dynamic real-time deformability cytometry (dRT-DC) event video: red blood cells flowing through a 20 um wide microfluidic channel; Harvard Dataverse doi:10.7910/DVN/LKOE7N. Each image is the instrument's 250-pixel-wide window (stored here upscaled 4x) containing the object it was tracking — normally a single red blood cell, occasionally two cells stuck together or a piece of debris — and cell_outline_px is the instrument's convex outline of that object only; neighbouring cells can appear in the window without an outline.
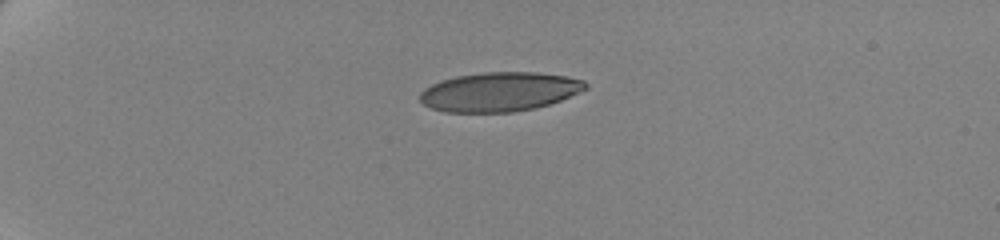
{"species": "human", "species_latin": "Homo sapiens", "temperature_condition": "cold", "stored_images_in_passage": 45, "camera_frame_rate_fps": 3000, "um_per_image_px": 0.085, "donor": {"sex": "female"}, "frame": {"image": 1, "passage_image": 1, "time_ms": 0.0, "image_size_px": [1000, 240], "cell_outline_px": [[588, 88], [580, 92], [560, 100], [536, 108], [512, 112], [444, 112], [432, 108], [424, 104], [420, 100], [420, 92], [424, 88], [432, 84], [456, 76], [484, 72], [536, 72], [564, 76], [584, 80], [588, 84]], "centroid_in_image_um": [42.47, 7.8], "position_along_channel_um": 42.5, "area_um2": 37.74}}
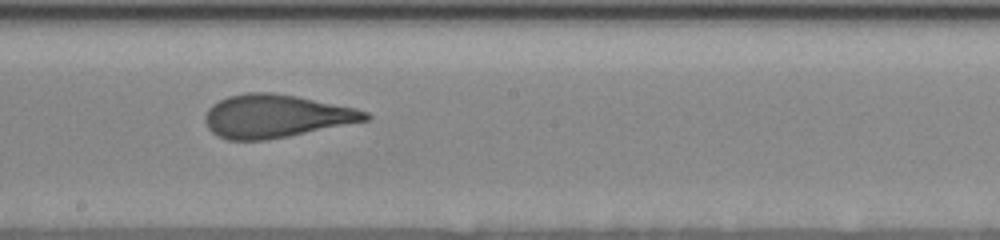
{"frame": {"image": 2, "passage_image": 22, "time_ms": 7.0, "image_size_px": [1000, 240], "cell_outline_px": [[372, 116], [368, 120], [268, 140], [228, 140], [216, 136], [208, 128], [204, 116], [208, 108], [212, 104], [228, 96], [248, 92], [272, 92], [296, 96], [356, 108], [368, 112]], "centroid_in_image_um": [23.42, 9.87], "position_along_channel_um": 224.8, "area_um2": 40.17}}
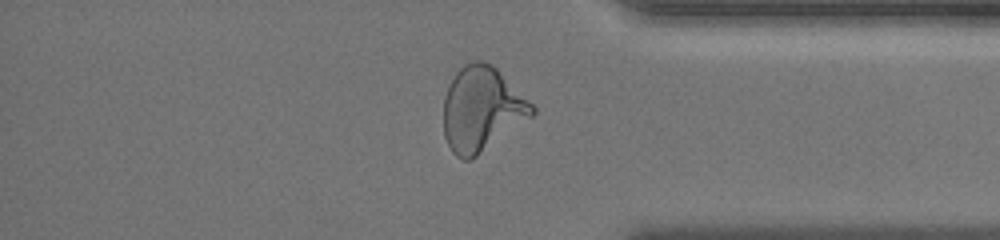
{"frame": {"image": 3, "passage_image": 37, "time_ms": 12.0, "image_size_px": [1000, 240], "cell_outline_px": [[536, 112], [532, 116], [472, 160], [464, 160], [456, 156], [452, 152], [444, 136], [444, 96], [456, 72], [464, 64], [472, 60], [480, 60], [492, 64], [536, 108]], "centroid_in_image_um": [40.93, 9.29], "position_along_channel_um": 394.3, "area_um2": 43.29}, "authors_computed_cell_mechanics": {"area_um2": 40.2288, "velocity_mm_per_s": 3.4944, "shape_relaxation_time_tau1_ms": 4.577, "shape_relaxation_time_tau2_ms": 0.9294, "deformation_change_tau1": 0.1886, "deformation_change_tau2": 0.0785}}